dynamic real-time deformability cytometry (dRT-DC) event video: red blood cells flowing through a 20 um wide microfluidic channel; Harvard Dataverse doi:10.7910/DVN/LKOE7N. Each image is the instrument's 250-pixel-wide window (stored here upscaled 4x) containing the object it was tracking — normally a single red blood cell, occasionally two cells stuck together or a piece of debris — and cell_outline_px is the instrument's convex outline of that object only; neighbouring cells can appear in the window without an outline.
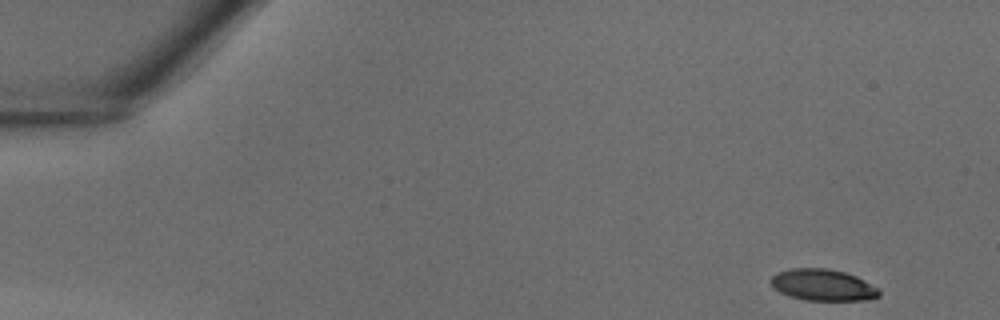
{"species": "common noctule bat (a hibernating species)", "species_latin": "Nyctalus noctula", "temperature_condition": "warm", "stored_images_in_passage": 30, "camera_frame_rate_fps": 3000, "um_per_image_px": 0.085, "animal": {"sex": "male", "body_mass_g": 18.8}, "frame": {"image": 1, "passage_image": 1, "time_ms": 0.0, "image_size_px": [1000, 320], "cell_outline_px": [[880, 296], [868, 300], [804, 300], [788, 296], [780, 292], [768, 280], [776, 272], [788, 268], [828, 268], [844, 272], [856, 276], [880, 288]], "centroid_in_image_um": [69.95, 24.22], "position_along_channel_um": 15.1, "area_um2": 20.11}}
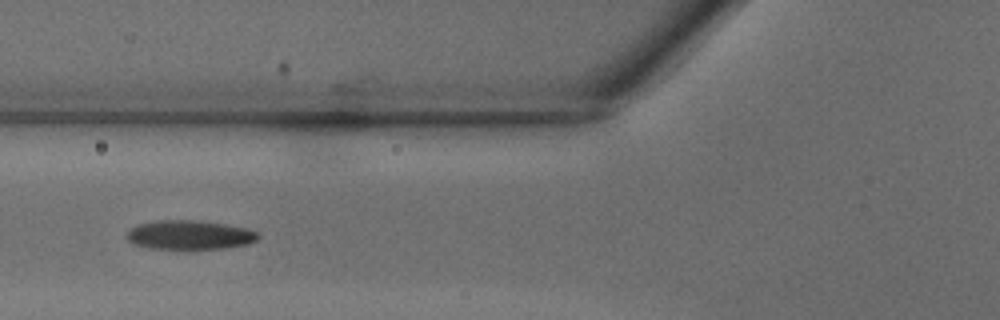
{"frame": {"image": 2, "passage_image": 14, "time_ms": 4.333, "image_size_px": [1000, 320], "cell_outline_px": [[260, 236], [256, 240], [248, 244], [224, 248], [148, 248], [136, 244], [128, 240], [128, 232], [132, 228], [140, 224], [160, 220], [196, 220], [224, 224], [248, 228], [256, 232]], "centroid_in_image_um": [16.16, 19.96], "position_along_channel_um": 109.6, "area_um2": 21.85}}
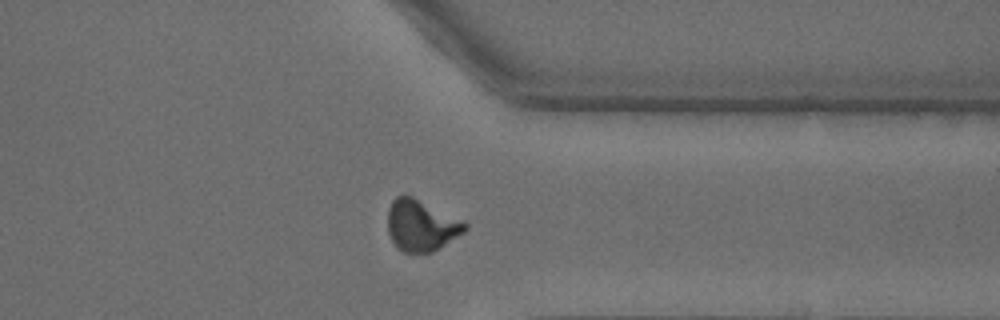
{"frame": {"image": 3, "passage_image": 30, "time_ms": 9.667, "image_size_px": [1000, 320], "cell_outline_px": [[468, 228], [464, 232], [432, 252], [404, 252], [392, 240], [388, 232], [388, 208], [392, 200], [396, 196], [412, 196], [468, 224]], "centroid_in_image_um": [35.78, 19.16], "position_along_channel_um": 375.6, "area_um2": 22.48}}